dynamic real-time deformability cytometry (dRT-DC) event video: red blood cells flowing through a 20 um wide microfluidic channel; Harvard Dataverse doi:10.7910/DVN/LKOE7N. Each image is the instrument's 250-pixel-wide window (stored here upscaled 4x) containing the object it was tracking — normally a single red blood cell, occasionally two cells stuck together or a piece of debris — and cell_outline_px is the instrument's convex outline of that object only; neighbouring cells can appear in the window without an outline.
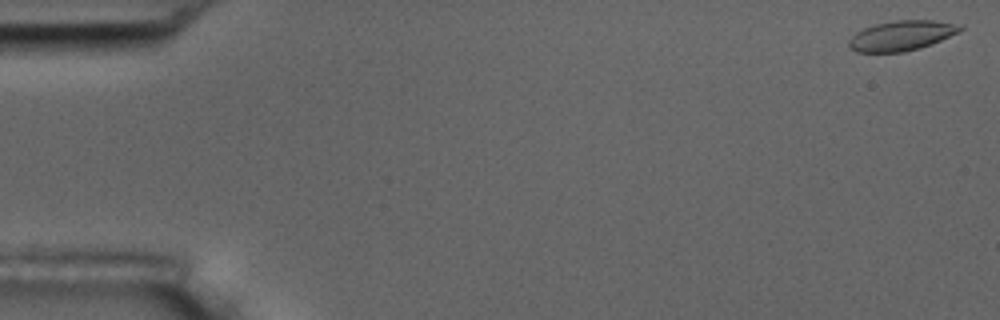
{"species": "common noctule bat (a hibernating species)", "species_latin": "Nyctalus noctula", "temperature_condition": "room temperature", "stored_images_in_passage": 55, "camera_frame_rate_fps": 3000, "um_per_image_px": 0.085, "animal": {"sex": "male", "body_mass_g": 17.5, "forearm_length_mm": 52.3}, "frame": {"image": 1, "passage_image": 1, "time_ms": 0.0, "image_size_px": [1000, 320], "cell_outline_px": [[964, 28], [960, 32], [932, 44], [920, 48], [904, 52], [856, 52], [848, 48], [848, 40], [856, 32], [864, 28], [876, 24], [896, 20], [932, 20], [964, 24]], "centroid_in_image_um": [76.66, 3.03], "position_along_channel_um": 8.3, "area_um2": 19.71}}
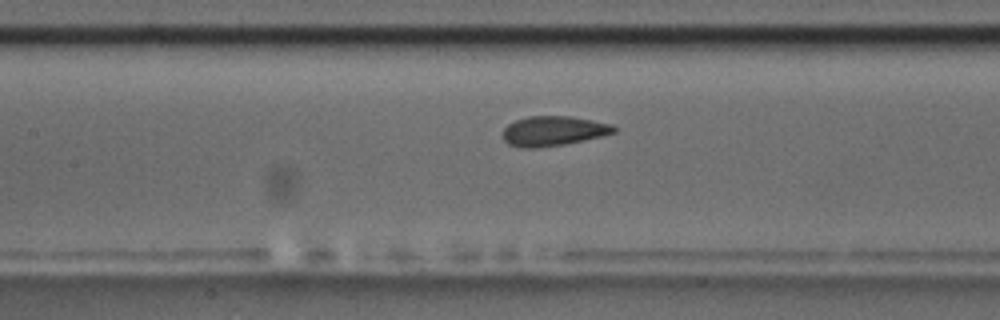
{"frame": {"image": 2, "passage_image": 25, "time_ms": 8.0, "image_size_px": [1000, 320], "cell_outline_px": [[616, 132], [584, 140], [564, 144], [536, 148], [520, 148], [508, 144], [504, 140], [504, 128], [508, 124], [516, 120], [528, 116], [568, 116], [592, 120], [612, 124], [616, 128]], "centroid_in_image_um": [47.02, 11.13], "position_along_channel_um": 160.4, "area_um2": 19.19}}
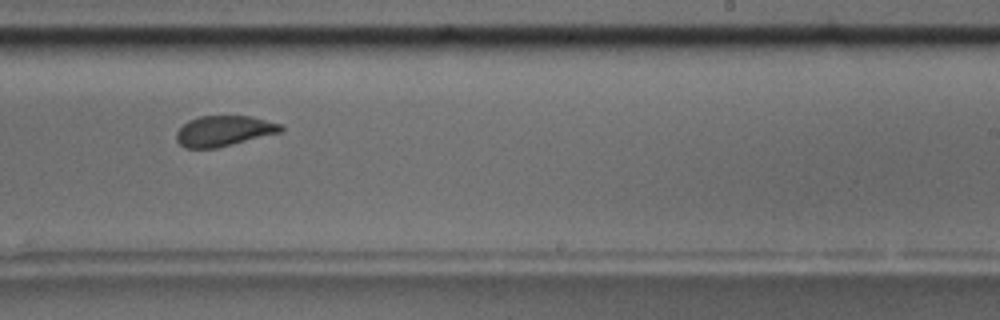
{"frame": {"image": 3, "passage_image": 34, "time_ms": 11.0, "image_size_px": [1000, 320], "cell_outline_px": [[284, 128], [280, 132], [216, 148], [184, 148], [176, 140], [176, 132], [188, 120], [200, 116], [252, 116], [280, 124]], "centroid_in_image_um": [19.0, 11.12], "position_along_channel_um": 270.0, "area_um2": 18.38}, "authors_computed_cell_mechanics": {"area_um2": 19.4786, "velocity_mm_per_s": 3.6784, "shape_relaxation_time_tau1_ms": 6.8575, "shape_relaxation_time_tau2_ms": 0.7851, "deformation_change_tau1": 0.13, "deformation_change_tau2": 0.0452}}